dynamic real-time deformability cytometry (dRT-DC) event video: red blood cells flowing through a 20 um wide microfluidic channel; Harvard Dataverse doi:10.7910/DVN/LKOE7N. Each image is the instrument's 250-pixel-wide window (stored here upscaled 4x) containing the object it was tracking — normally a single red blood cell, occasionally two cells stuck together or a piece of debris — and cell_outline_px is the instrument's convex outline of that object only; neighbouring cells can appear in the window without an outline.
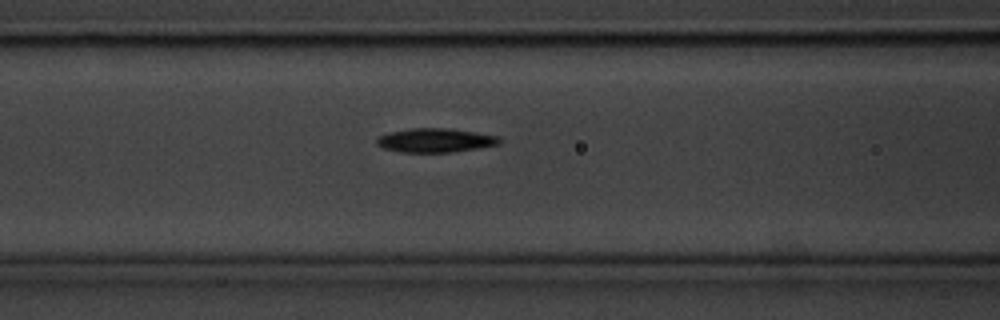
{"species": "common noctule bat (a hibernating species)", "species_latin": "Nyctalus noctula", "temperature_condition": "cold", "stored_images_in_passage": 39, "camera_frame_rate_fps": 3000, "um_per_image_px": 0.085, "animal": {"sex": "male", "body_mass_g": 20.1, "forearm_length_mm": 53.5}, "frame": {"image": 1, "passage_image": 12, "time_ms": 3.667, "image_size_px": [1000, 320], "cell_outline_px": [[500, 144], [452, 152], [400, 152], [384, 148], [376, 144], [376, 136], [388, 132], [412, 128], [448, 128], [500, 136]], "centroid_in_image_um": [36.96, 11.92], "position_along_channel_um": 129.6, "area_um2": 17.17}}
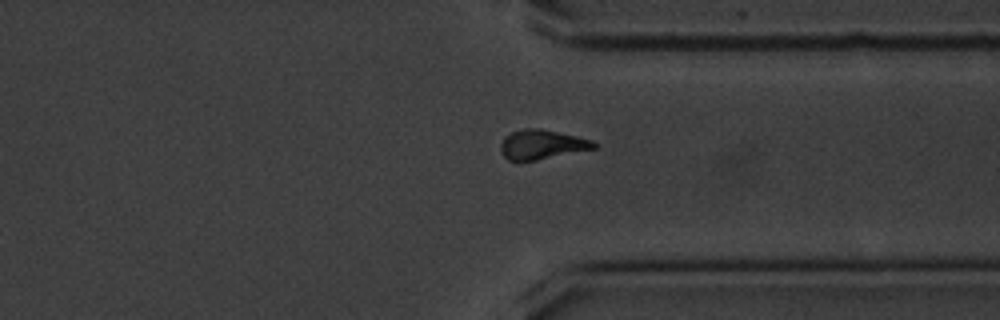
{"frame": {"image": 2, "passage_image": 32, "time_ms": 10.333, "image_size_px": [1000, 320], "cell_outline_px": [[596, 148], [536, 160], [508, 160], [500, 152], [500, 144], [504, 136], [512, 132], [524, 128], [540, 128], [576, 136], [592, 140], [596, 144]], "centroid_in_image_um": [46.02, 12.27], "position_along_channel_um": 365.4, "area_um2": 15.9}}
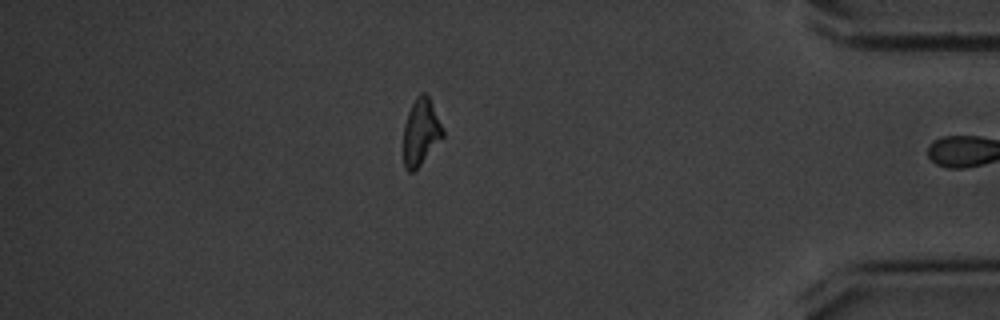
{"frame": {"image": 3, "passage_image": 38, "time_ms": 12.333, "image_size_px": [1000, 320], "cell_outline_px": [[444, 136], [420, 164], [412, 172], [408, 172], [404, 168], [404, 124], [408, 112], [416, 96], [420, 92], [424, 92], [428, 96], [432, 104], [444, 132]], "centroid_in_image_um": [35.75, 11.21], "position_along_channel_um": 399.4, "area_um2": 14.97}, "authors_computed_cell_mechanics": {"area_um2": 17.1666, "velocity_mm_per_s": 3.5438, "shape_relaxation_time_tau1_ms": 2.3662, "shape_relaxation_time_tau2_ms": null, "deformation_change_tau1": 0.1002, "deformation_change_tau2": null}}